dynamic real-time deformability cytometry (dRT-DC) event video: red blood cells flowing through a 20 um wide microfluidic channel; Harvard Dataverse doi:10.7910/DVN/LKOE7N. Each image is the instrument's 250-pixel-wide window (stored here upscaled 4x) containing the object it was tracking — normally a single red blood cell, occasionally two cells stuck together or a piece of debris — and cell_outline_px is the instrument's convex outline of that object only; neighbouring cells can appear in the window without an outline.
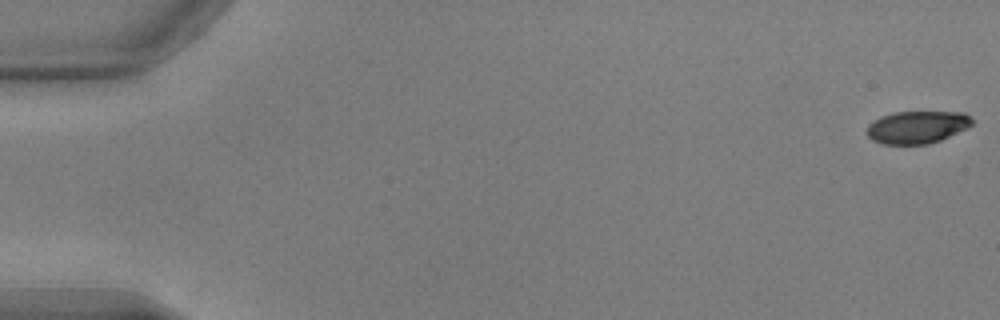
{"species": "common noctule bat (a hibernating species)", "species_latin": "Nyctalus noctula", "temperature_condition": "warm", "stored_images_in_passage": 53, "camera_frame_rate_fps": 3000, "um_per_image_px": 0.085, "animal": {"sex": "male", "body_mass_g": 17.9, "forearm_length_mm": 54.2}, "frame": {"image": 1, "passage_image": 1, "time_ms": 0.0, "image_size_px": [1000, 320], "cell_outline_px": [[972, 124], [968, 128], [940, 140], [928, 144], [880, 144], [872, 140], [868, 136], [868, 124], [880, 116], [896, 112], [964, 112], [972, 116]], "centroid_in_image_um": [77.97, 10.8], "position_along_channel_um": 7.0, "area_um2": 20.0}}
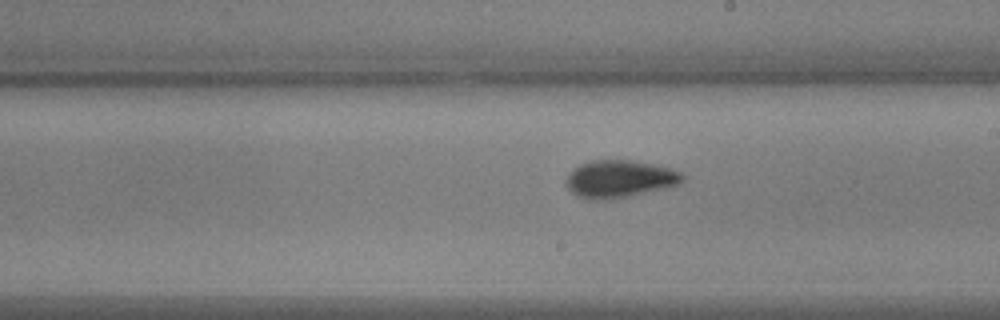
{"frame": {"image": 2, "passage_image": 31, "time_ms": 10.0, "image_size_px": [1000, 320], "cell_outline_px": [[684, 180], [676, 184], [664, 188], [628, 196], [608, 200], [596, 200], [580, 196], [572, 192], [564, 184], [564, 180], [580, 164], [592, 160], [632, 160], [652, 164], [668, 168], [680, 172], [684, 176]], "centroid_in_image_um": [52.64, 15.2], "position_along_channel_um": 236.4, "area_um2": 24.97}}
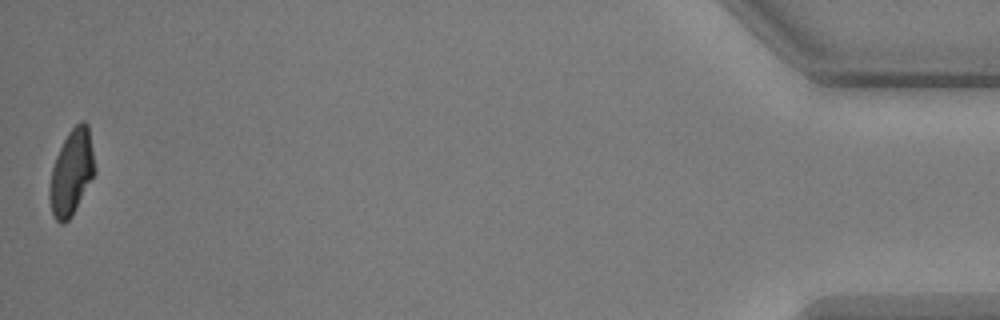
{"frame": {"image": 3, "passage_image": 53, "time_ms": 17.333, "image_size_px": [1000, 320], "cell_outline_px": [[96, 172], [72, 216], [64, 224], [60, 224], [56, 220], [52, 212], [48, 196], [48, 188], [52, 168], [56, 156], [68, 132], [80, 120], [84, 120], [88, 124], [96, 168]], "centroid_in_image_um": [6.08, 14.66], "position_along_channel_um": 429.1, "area_um2": 22.72}, "authors_computed_cell_mechanics": {"area_um2": 23.2934, "velocity_mm_per_s": 3.8458, "shape_relaxation_time_tau1_ms": 3.5993, "shape_relaxation_time_tau2_ms": 1.7963, "deformation_change_tau1": 0.145, "deformation_change_tau2": 0.0619}}